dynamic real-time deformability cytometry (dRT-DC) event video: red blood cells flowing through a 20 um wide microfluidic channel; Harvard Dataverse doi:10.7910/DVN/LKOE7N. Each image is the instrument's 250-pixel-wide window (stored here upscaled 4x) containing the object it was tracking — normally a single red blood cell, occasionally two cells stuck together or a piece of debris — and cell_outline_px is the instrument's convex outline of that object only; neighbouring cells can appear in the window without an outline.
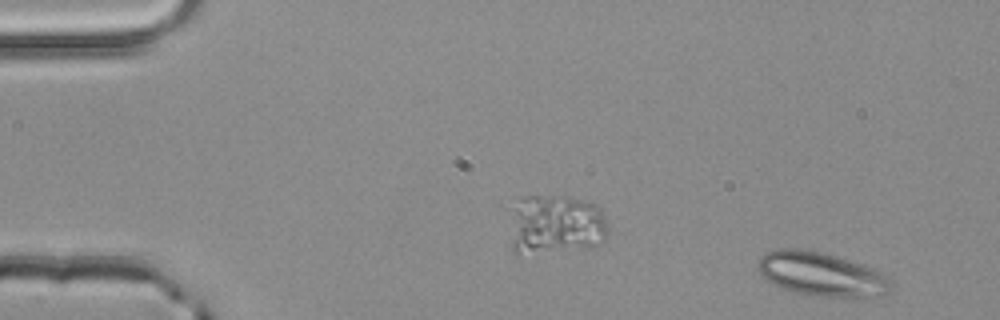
{"species": "common noctule bat (a hibernating species)", "species_latin": "Nyctalus noctula", "temperature_condition": "room temperature", "stored_images_in_passage": 42, "camera_frame_rate_fps": 3000, "um_per_image_px": 0.085, "animal": {"sex": "male", "body_mass_g": 20.4}, "frame": {"image": 1, "passage_image": 1, "time_ms": 0.0, "image_size_px": [1000, 320], "cell_outline_px": [[892, 284], [888, 292], [884, 296], [868, 300], [820, 296], [792, 292], [772, 284], [760, 276], [756, 268], [756, 264], [760, 256], [764, 252], [780, 248], [796, 248], [820, 252], [836, 256], [872, 268], [888, 276], [892, 280]], "centroid_in_image_um": [69.83, 23.35], "position_along_channel_um": 15.2, "area_um2": 35.08}}
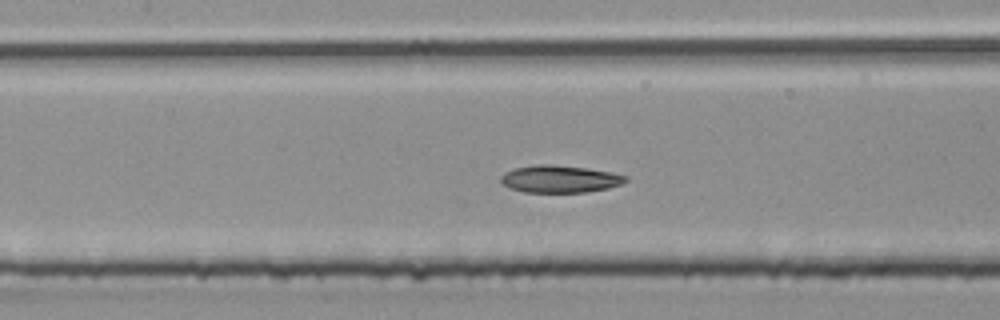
{"frame": {"image": 2, "passage_image": 21, "time_ms": 6.667, "image_size_px": [1000, 320], "cell_outline_px": [[628, 180], [620, 184], [608, 188], [584, 192], [524, 192], [508, 188], [500, 184], [500, 176], [504, 172], [516, 168], [536, 164], [552, 164], [588, 168], [612, 172], [628, 176]], "centroid_in_image_um": [47.55, 15.21], "position_along_channel_um": 159.9, "area_um2": 20.06}}
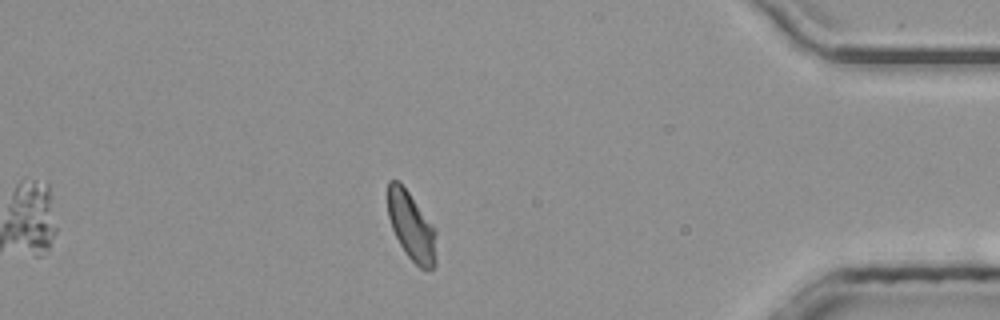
{"frame": {"image": 3, "passage_image": 42, "time_ms": 13.667, "image_size_px": [1000, 320], "cell_outline_px": [[436, 264], [432, 268], [420, 268], [408, 256], [400, 244], [392, 228], [388, 216], [388, 180], [396, 180], [408, 192], [436, 232]], "centroid_in_image_um": [34.96, 19.27], "position_along_channel_um": 400.2, "area_um2": 18.73}, "authors_computed_cell_mechanics": {"area_um2": 23.12, "velocity_mm_per_s": 4.0168, "shape_relaxation_time_tau1_ms": null, "shape_relaxation_time_tau2_ms": 7.1836, "deformation_change_tau1": null, "deformation_change_tau2": 0.1329}}